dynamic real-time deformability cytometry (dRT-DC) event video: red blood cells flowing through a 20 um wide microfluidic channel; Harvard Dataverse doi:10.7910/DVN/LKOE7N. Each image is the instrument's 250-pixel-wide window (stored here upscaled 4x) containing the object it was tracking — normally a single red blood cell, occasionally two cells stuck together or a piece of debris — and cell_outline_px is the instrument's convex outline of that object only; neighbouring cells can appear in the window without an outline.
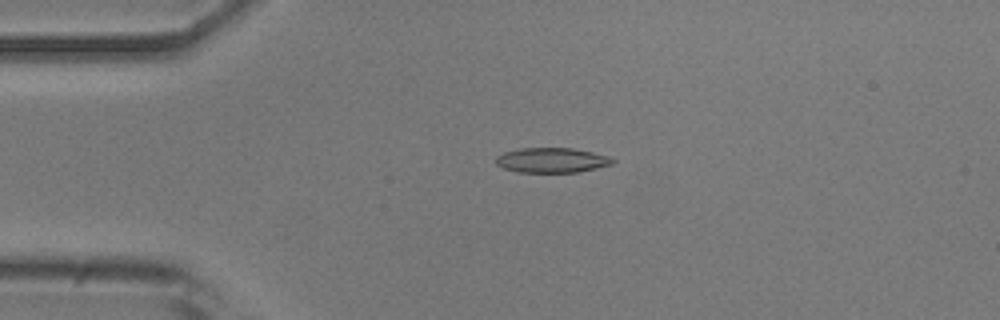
{"species": "common noctule bat (a hibernating species)", "species_latin": "Nyctalus noctula", "temperature_condition": "room temperature", "stored_images_in_passage": 52, "camera_frame_rate_fps": 3000, "um_per_image_px": 0.085, "animal": {"sex": "male", "body_mass_g": 20.5, "forearm_length_mm": 52.5}, "frame": {"image": 1, "passage_image": 12, "time_ms": 3.667, "image_size_px": [1000, 320], "cell_outline_px": [[616, 160], [612, 164], [596, 168], [576, 172], [516, 172], [504, 168], [496, 164], [496, 156], [504, 152], [520, 148], [572, 148], [612, 156]], "centroid_in_image_um": [46.92, 13.61], "position_along_channel_um": 38.1, "area_um2": 16.99}}
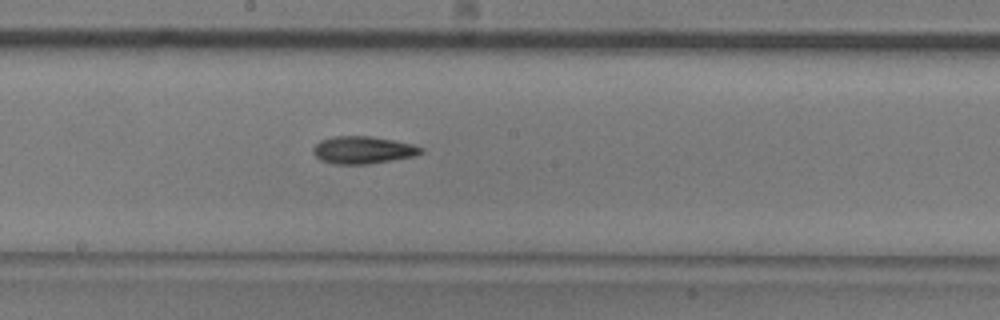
{"frame": {"image": 2, "passage_image": 28, "time_ms": 9.0, "image_size_px": [1000, 320], "cell_outline_px": [[424, 152], [416, 156], [368, 164], [332, 164], [320, 160], [312, 152], [312, 148], [320, 140], [332, 136], [372, 136], [412, 144], [424, 148]], "centroid_in_image_um": [30.84, 12.75], "position_along_channel_um": 217.4, "area_um2": 17.4}}
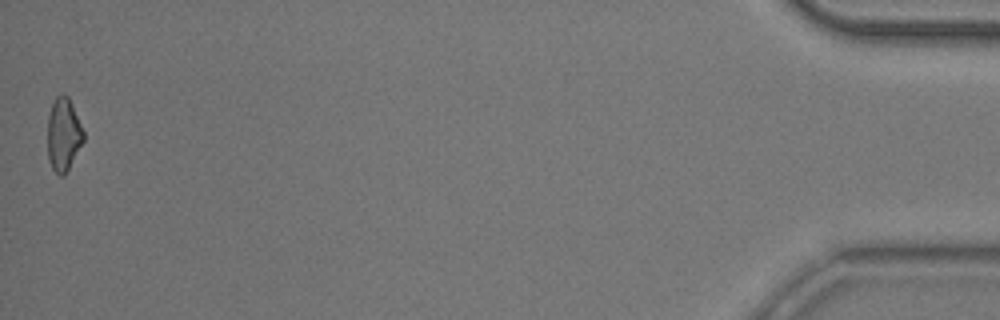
{"frame": {"image": 3, "passage_image": 52, "time_ms": 17.0, "image_size_px": [1000, 320], "cell_outline_px": [[84, 140], [64, 176], [60, 176], [52, 168], [48, 160], [48, 116], [52, 104], [56, 96], [60, 92], [68, 96], [84, 132]], "centroid_in_image_um": [5.38, 11.42], "position_along_channel_um": 429.8, "area_um2": 15.2}, "authors_computed_cell_mechanics": {"area_um2": 16.7331, "velocity_mm_per_s": 3.8707, "shape_relaxation_time_tau1_ms": 7.9513, "shape_relaxation_time_tau2_ms": 7.6161, "deformation_change_tau1": 0.1574, "deformation_change_tau2": 0.1833}}